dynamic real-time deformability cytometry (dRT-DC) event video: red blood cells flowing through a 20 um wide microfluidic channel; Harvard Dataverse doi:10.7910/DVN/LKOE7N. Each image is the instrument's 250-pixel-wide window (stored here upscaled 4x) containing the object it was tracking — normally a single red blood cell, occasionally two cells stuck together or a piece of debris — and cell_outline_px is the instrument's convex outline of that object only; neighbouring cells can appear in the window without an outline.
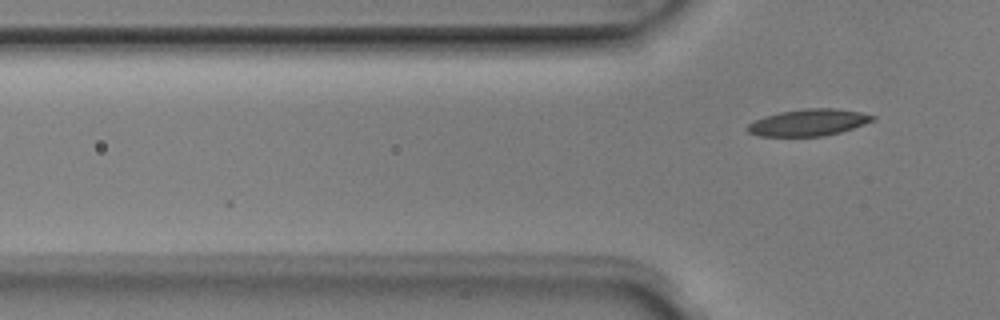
{"species": "Egyptian fruit bat (a non-hibernating species)", "species_latin": "Rousettus aegyptiacus", "temperature_condition": "room temperature", "stored_images_in_passage": 2, "camera_frame_rate_fps": 3000, "um_per_image_px": 0.085, "animal": {"sex": "male"}, "frame": {"image": 1, "passage_image": 2, "time_ms": 0.333, "image_size_px": [1000, 320], "cell_outline_px": [[876, 120], [840, 132], [824, 136], [760, 136], [748, 132], [744, 128], [748, 124], [764, 116], [780, 112], [804, 108], [836, 108], [860, 112], [876, 116]], "centroid_in_image_um": [68.72, 10.41], "position_along_channel_um": 57.1, "area_um2": 19.54}}